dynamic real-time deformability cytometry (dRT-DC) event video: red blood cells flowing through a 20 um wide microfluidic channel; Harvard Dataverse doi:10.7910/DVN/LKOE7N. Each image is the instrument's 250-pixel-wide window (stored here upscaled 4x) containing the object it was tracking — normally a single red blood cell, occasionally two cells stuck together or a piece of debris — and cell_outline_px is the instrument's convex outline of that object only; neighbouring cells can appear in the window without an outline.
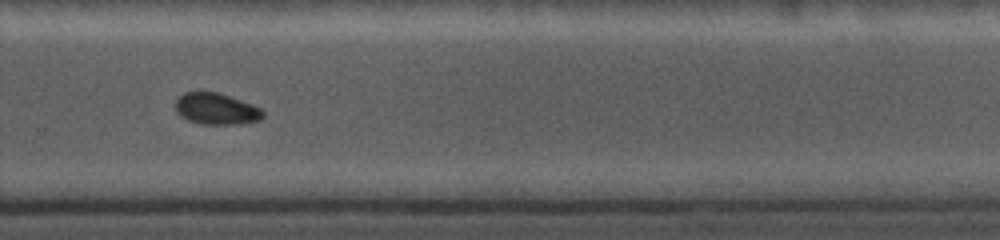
{"species": "common noctule bat (a hibernating species)", "species_latin": "Nyctalus noctula", "temperature_condition": "cold", "stored_images_in_passage": 30, "camera_frame_rate_fps": 5000, "um_per_image_px": 0.085, "animal": {"sex": "female", "body_mass_g": 19.0, "forearm_length_mm": 56.7}, "frame": {"image": 1, "passage_image": 22, "time_ms": 7.8, "image_size_px": [1000, 240], "cell_outline_px": [[264, 116], [260, 120], [244, 124], [200, 124], [188, 120], [180, 116], [176, 108], [176, 104], [180, 96], [188, 92], [212, 92], [260, 108], [264, 112]], "centroid_in_image_um": [18.38, 9.3], "position_along_channel_um": 311.4, "area_um2": 15.43}}